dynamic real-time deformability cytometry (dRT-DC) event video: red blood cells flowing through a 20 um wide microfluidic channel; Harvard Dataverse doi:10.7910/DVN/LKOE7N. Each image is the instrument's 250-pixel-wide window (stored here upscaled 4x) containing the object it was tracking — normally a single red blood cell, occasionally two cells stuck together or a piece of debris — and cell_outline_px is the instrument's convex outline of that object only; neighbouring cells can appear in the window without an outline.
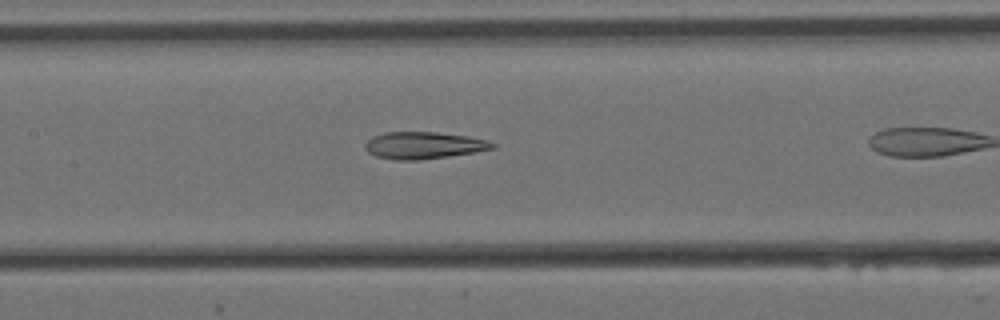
{"species": "Egyptian fruit bat (a non-hibernating species)", "species_latin": "Rousettus aegyptiacus", "temperature_condition": "cold", "stored_images_in_passage": 10, "camera_frame_rate_fps": 3000, "um_per_image_px": 0.085, "animal": {"sex": "female"}, "frame": {"image": 1, "passage_image": 6, "time_ms": 1.667, "image_size_px": [1000, 320], "cell_outline_px": [[496, 148], [476, 152], [420, 160], [396, 160], [376, 156], [368, 152], [364, 148], [364, 144], [372, 136], [384, 132], [436, 132], [468, 136], [488, 140], [496, 144]], "centroid_in_image_um": [36.02, 12.35], "position_along_channel_um": 171.4, "area_um2": 20.17}}
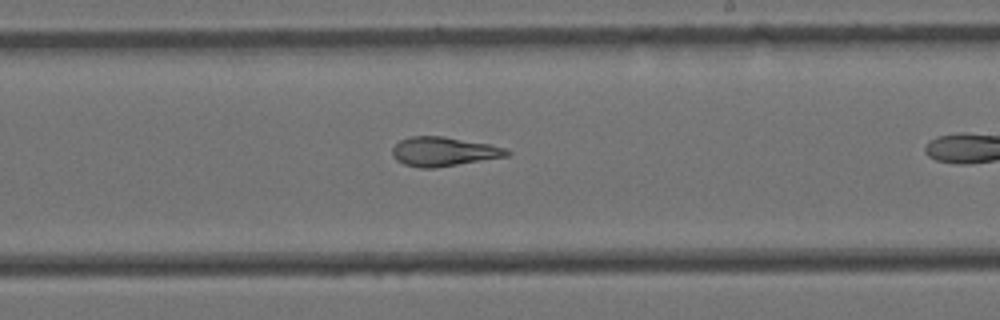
{"frame": {"image": 2, "passage_image": 9, "time_ms": 2.667, "image_size_px": [1000, 320], "cell_outline_px": [[512, 152], [508, 156], [436, 168], [420, 168], [404, 164], [396, 160], [392, 156], [392, 148], [400, 140], [412, 136], [444, 136], [488, 144], [504, 148]], "centroid_in_image_um": [37.69, 12.89], "position_along_channel_um": 251.3, "area_um2": 19.48}}